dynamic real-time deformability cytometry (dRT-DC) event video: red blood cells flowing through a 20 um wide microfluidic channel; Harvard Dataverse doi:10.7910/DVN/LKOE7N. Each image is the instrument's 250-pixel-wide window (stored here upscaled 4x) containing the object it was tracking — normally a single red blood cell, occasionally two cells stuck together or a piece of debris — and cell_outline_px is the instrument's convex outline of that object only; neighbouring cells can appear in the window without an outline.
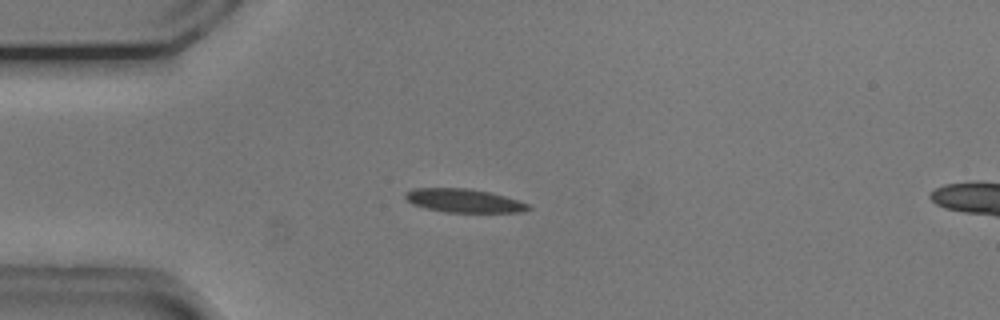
{"species": "common noctule bat (a hibernating species)", "species_latin": "Nyctalus noctula", "temperature_condition": "cold", "stored_images_in_passage": 53, "camera_frame_rate_fps": 3000, "um_per_image_px": 0.085, "animal": {"sex": "male", "body_mass_g": 20.5, "forearm_length_mm": 52.5}, "frame": {"image": 1, "passage_image": 13, "time_ms": 4.0, "image_size_px": [1000, 320], "cell_outline_px": [[532, 208], [520, 212], [444, 212], [412, 204], [404, 196], [404, 192], [412, 188], [468, 188], [488, 192], [504, 196], [528, 204]], "centroid_in_image_um": [39.38, 17.05], "position_along_channel_um": 45.6, "area_um2": 16.7}}
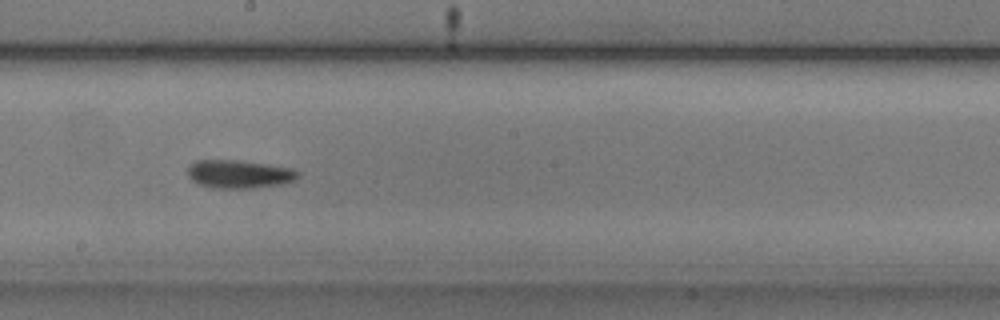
{"frame": {"image": 2, "passage_image": 29, "time_ms": 9.333, "image_size_px": [1000, 320], "cell_outline_px": [[300, 176], [296, 180], [284, 184], [256, 188], [212, 188], [196, 184], [188, 176], [188, 168], [196, 160], [240, 160], [268, 164], [292, 168], [300, 172]], "centroid_in_image_um": [20.37, 14.81], "position_along_channel_um": 227.8, "area_um2": 18.5}}
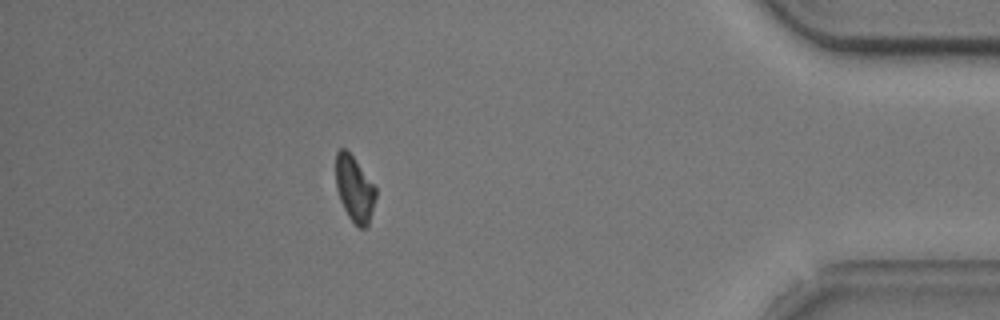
{"frame": {"image": 3, "passage_image": 47, "time_ms": 15.333, "image_size_px": [1000, 320], "cell_outline_px": [[376, 196], [368, 224], [364, 228], [356, 228], [348, 216], [340, 200], [336, 188], [336, 152], [340, 148], [344, 148], [352, 156], [376, 188]], "centroid_in_image_um": [30.11, 16.08], "position_along_channel_um": 405.1, "area_um2": 15.09}, "authors_computed_cell_mechanics": {"area_um2": 16.6464, "velocity_mm_per_s": 3.7312, "shape_relaxation_time_tau1_ms": 1.9621, "shape_relaxation_time_tau2_ms": null, "deformation_change_tau1": 0.117, "deformation_change_tau2": null}}